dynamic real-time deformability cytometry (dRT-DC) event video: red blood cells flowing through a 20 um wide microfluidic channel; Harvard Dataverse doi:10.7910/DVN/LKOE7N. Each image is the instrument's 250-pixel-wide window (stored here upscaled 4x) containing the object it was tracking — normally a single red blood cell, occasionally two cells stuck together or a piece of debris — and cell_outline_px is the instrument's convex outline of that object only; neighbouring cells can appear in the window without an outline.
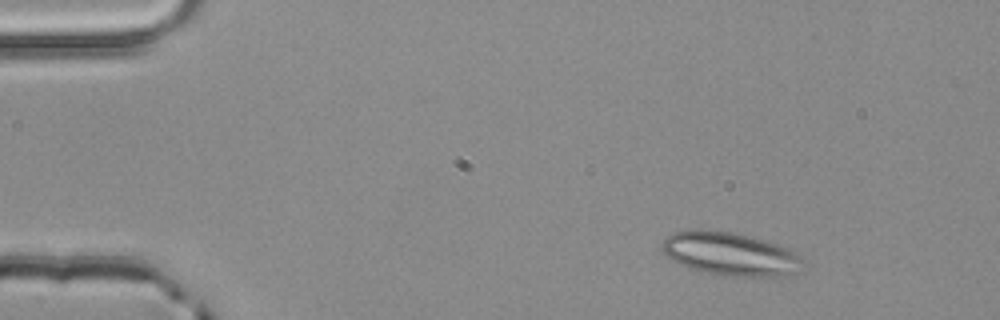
{"species": "common noctule bat (a hibernating species)", "species_latin": "Nyctalus noctula", "temperature_condition": "room temperature", "stored_images_in_passage": 3, "camera_frame_rate_fps": 3000, "um_per_image_px": 0.085, "animal": {"sex": "male", "body_mass_g": 20.4}, "frame": {"image": 1, "passage_image": 1, "time_ms": 0.0, "image_size_px": [1000, 320], "cell_outline_px": [[808, 260], [804, 272], [780, 276], [724, 276], [688, 268], [672, 260], [660, 248], [664, 240], [672, 232], [700, 228], [732, 232], [764, 240], [800, 252]], "centroid_in_image_um": [62.19, 21.59], "position_along_channel_um": 22.8, "area_um2": 36.41}}